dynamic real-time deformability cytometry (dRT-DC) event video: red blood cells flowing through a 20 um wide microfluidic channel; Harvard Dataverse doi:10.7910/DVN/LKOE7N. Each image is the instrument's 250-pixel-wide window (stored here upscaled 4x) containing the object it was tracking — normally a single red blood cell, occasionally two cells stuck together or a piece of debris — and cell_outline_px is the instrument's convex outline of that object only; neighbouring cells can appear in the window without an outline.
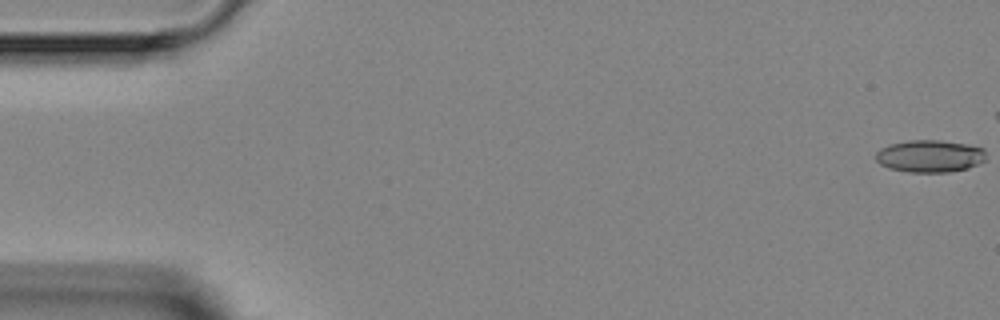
{"species": "Egyptian fruit bat (a non-hibernating species)", "species_latin": "Rousettus aegyptiacus", "temperature_condition": "room temperature", "stored_images_in_passage": 6, "camera_frame_rate_fps": 3000, "um_per_image_px": 0.085, "animal": {"sex": "female"}, "frame": {"image": 1, "passage_image": 1, "time_ms": 0.0, "image_size_px": [1000, 320], "cell_outline_px": [[984, 160], [968, 168], [948, 172], [908, 172], [888, 168], [880, 164], [876, 160], [876, 152], [880, 148], [888, 144], [908, 140], [940, 140], [964, 144], [984, 148]], "centroid_in_image_um": [78.98, 13.27], "position_along_channel_um": 6.0, "area_um2": 20.69}}